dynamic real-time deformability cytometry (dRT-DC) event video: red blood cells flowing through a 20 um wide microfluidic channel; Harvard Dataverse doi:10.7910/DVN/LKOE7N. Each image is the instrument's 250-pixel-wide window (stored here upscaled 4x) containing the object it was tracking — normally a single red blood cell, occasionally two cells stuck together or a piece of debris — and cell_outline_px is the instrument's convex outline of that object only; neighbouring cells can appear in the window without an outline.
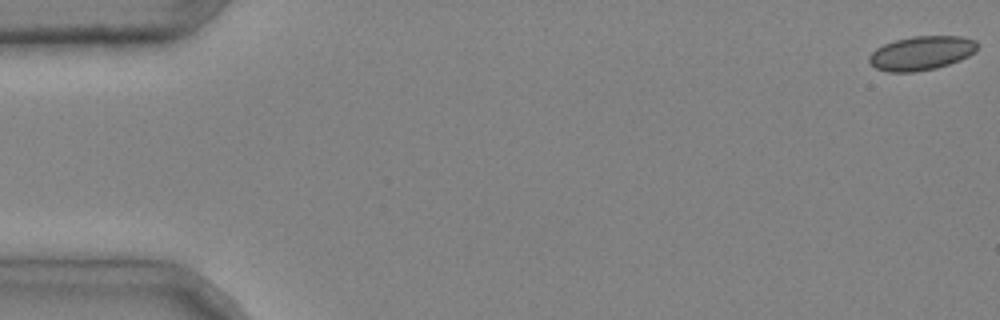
{"species": "common noctule bat (a hibernating species)", "species_latin": "Nyctalus noctula", "temperature_condition": "cold", "stored_images_in_passage": 4, "camera_frame_rate_fps": 3000, "um_per_image_px": 0.085, "animal": {"sex": "male", "body_mass_g": 20.4}, "frame": {"image": 1, "passage_image": 1, "time_ms": 0.0, "image_size_px": [1000, 320], "cell_outline_px": [[980, 44], [976, 52], [960, 60], [936, 68], [912, 72], [888, 72], [876, 68], [868, 60], [868, 56], [876, 48], [884, 44], [896, 40], [912, 36], [960, 36], [976, 40]], "centroid_in_image_um": [78.35, 4.5], "position_along_channel_um": 6.7, "area_um2": 21.56}}